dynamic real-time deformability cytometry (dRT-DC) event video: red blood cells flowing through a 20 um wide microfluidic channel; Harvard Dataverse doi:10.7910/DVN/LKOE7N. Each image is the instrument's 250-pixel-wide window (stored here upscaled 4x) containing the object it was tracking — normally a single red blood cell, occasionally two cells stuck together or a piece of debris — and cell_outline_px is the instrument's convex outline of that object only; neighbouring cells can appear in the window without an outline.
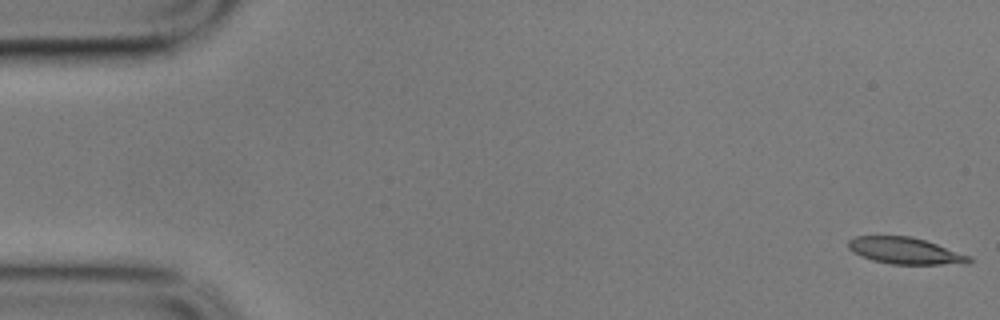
{"species": "common noctule bat (a hibernating species)", "species_latin": "Nyctalus noctula", "temperature_condition": "cold", "stored_images_in_passage": 36, "camera_frame_rate_fps": 3000, "um_per_image_px": 0.085, "animal": {"sex": "male", "body_mass_g": 17.9}, "frame": {"image": 1, "passage_image": 1, "time_ms": 0.0, "image_size_px": [1000, 320], "cell_outline_px": [[972, 260], [968, 264], [892, 264], [872, 260], [860, 256], [852, 252], [848, 248], [848, 240], [856, 236], [912, 236], [972, 256]], "centroid_in_image_um": [76.94, 21.32], "position_along_channel_um": 8.1, "area_um2": 18.79}}
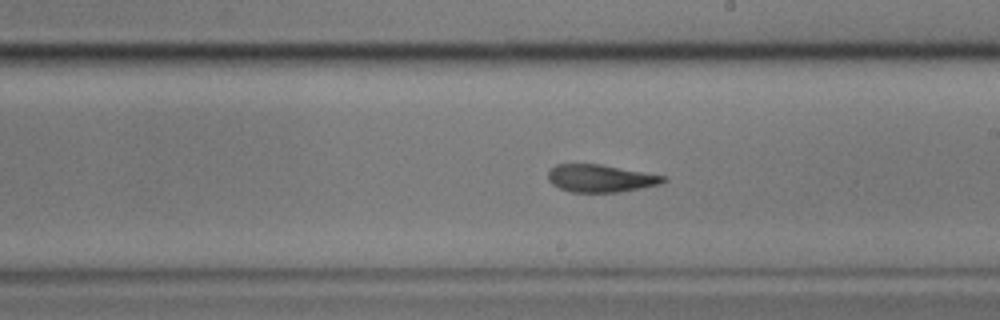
{"frame": {"image": 2, "passage_image": 32, "time_ms": 10.333, "image_size_px": [1000, 320], "cell_outline_px": [[668, 180], [660, 184], [620, 192], [572, 192], [560, 188], [552, 184], [548, 180], [548, 172], [556, 164], [600, 164], [664, 176]], "centroid_in_image_um": [51.03, 15.16], "position_along_channel_um": 238.0, "area_um2": 18.32}}
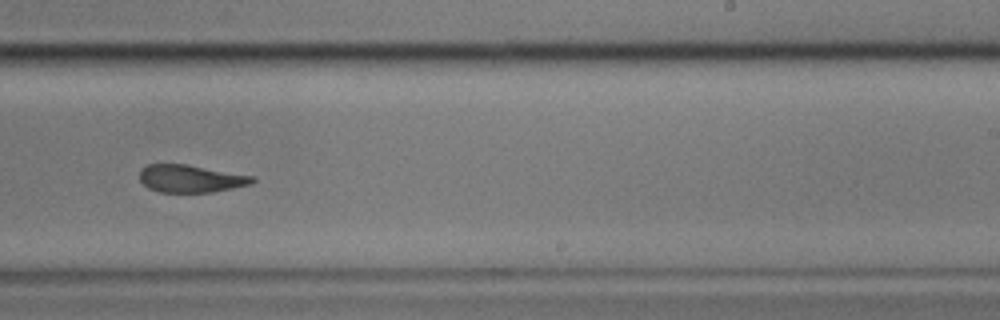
{"frame": {"image": 3, "passage_image": 35, "time_ms": 11.333, "image_size_px": [1000, 320], "cell_outline_px": [[256, 180], [252, 184], [212, 192], [160, 192], [148, 188], [140, 180], [140, 168], [148, 164], [184, 164], [256, 176]], "centroid_in_image_um": [16.22, 15.18], "position_along_channel_um": 272.8, "area_um2": 18.15}}